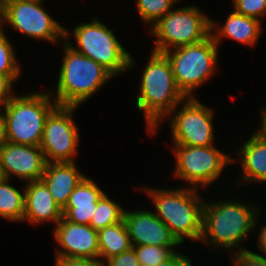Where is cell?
<instances>
[{
  "label": "cell",
  "instance_id": "6da1fadb",
  "mask_svg": "<svg viewBox=\"0 0 266 266\" xmlns=\"http://www.w3.org/2000/svg\"><path fill=\"white\" fill-rule=\"evenodd\" d=\"M136 95V106L143 110L147 134H156L163 121L187 97L178 88L171 64L164 53L151 51Z\"/></svg>",
  "mask_w": 266,
  "mask_h": 266
},
{
  "label": "cell",
  "instance_id": "7a4b0ae2",
  "mask_svg": "<svg viewBox=\"0 0 266 266\" xmlns=\"http://www.w3.org/2000/svg\"><path fill=\"white\" fill-rule=\"evenodd\" d=\"M240 200H220L217 202H204L202 235L200 242L210 243L212 248L231 251L236 253L247 249L240 246L243 240L248 238L250 232L255 230L258 224L257 218L261 215L260 210L251 203ZM256 225V226H255ZM238 248V250H237Z\"/></svg>",
  "mask_w": 266,
  "mask_h": 266
},
{
  "label": "cell",
  "instance_id": "3957f363",
  "mask_svg": "<svg viewBox=\"0 0 266 266\" xmlns=\"http://www.w3.org/2000/svg\"><path fill=\"white\" fill-rule=\"evenodd\" d=\"M140 189L149 195L156 208L154 210H157L155 215L181 244L185 238L200 242L205 201L197 188L185 186L171 190L142 186Z\"/></svg>",
  "mask_w": 266,
  "mask_h": 266
},
{
  "label": "cell",
  "instance_id": "277c9868",
  "mask_svg": "<svg viewBox=\"0 0 266 266\" xmlns=\"http://www.w3.org/2000/svg\"><path fill=\"white\" fill-rule=\"evenodd\" d=\"M63 47L56 94H50L55 95L57 105L79 107L114 76L93 59L76 52L65 40Z\"/></svg>",
  "mask_w": 266,
  "mask_h": 266
},
{
  "label": "cell",
  "instance_id": "5b68a950",
  "mask_svg": "<svg viewBox=\"0 0 266 266\" xmlns=\"http://www.w3.org/2000/svg\"><path fill=\"white\" fill-rule=\"evenodd\" d=\"M50 92H34L26 95H13L0 108L4 109L7 139L9 142L40 146L44 133L45 120L57 106ZM52 99V100H51ZM53 101V103H52Z\"/></svg>",
  "mask_w": 266,
  "mask_h": 266
},
{
  "label": "cell",
  "instance_id": "8992f818",
  "mask_svg": "<svg viewBox=\"0 0 266 266\" xmlns=\"http://www.w3.org/2000/svg\"><path fill=\"white\" fill-rule=\"evenodd\" d=\"M72 35L74 36L77 45L69 42L70 30L65 28V41L76 52L93 59L113 76H119L132 66H135V60L119 40L116 38L113 30L108 28L107 25L100 22L97 18H93L92 22L80 23L73 29Z\"/></svg>",
  "mask_w": 266,
  "mask_h": 266
},
{
  "label": "cell",
  "instance_id": "52a82bcc",
  "mask_svg": "<svg viewBox=\"0 0 266 266\" xmlns=\"http://www.w3.org/2000/svg\"><path fill=\"white\" fill-rule=\"evenodd\" d=\"M219 46L210 35L196 44L181 46L164 52L169 60L176 84L187 97L217 72ZM216 69V70H215Z\"/></svg>",
  "mask_w": 266,
  "mask_h": 266
},
{
  "label": "cell",
  "instance_id": "ba28073f",
  "mask_svg": "<svg viewBox=\"0 0 266 266\" xmlns=\"http://www.w3.org/2000/svg\"><path fill=\"white\" fill-rule=\"evenodd\" d=\"M211 19L197 6H183L169 11L150 28L156 37L152 51L164 53L204 41L211 35Z\"/></svg>",
  "mask_w": 266,
  "mask_h": 266
},
{
  "label": "cell",
  "instance_id": "9c48e42d",
  "mask_svg": "<svg viewBox=\"0 0 266 266\" xmlns=\"http://www.w3.org/2000/svg\"><path fill=\"white\" fill-rule=\"evenodd\" d=\"M216 145L195 147L174 145V176L188 182L194 188H206L220 178L225 166L233 160ZM200 186V187H199Z\"/></svg>",
  "mask_w": 266,
  "mask_h": 266
},
{
  "label": "cell",
  "instance_id": "30bf717a",
  "mask_svg": "<svg viewBox=\"0 0 266 266\" xmlns=\"http://www.w3.org/2000/svg\"><path fill=\"white\" fill-rule=\"evenodd\" d=\"M181 104L180 110L176 108L166 117L170 121L173 144L212 146L215 137L212 108L204 105L197 97L186 98Z\"/></svg>",
  "mask_w": 266,
  "mask_h": 266
},
{
  "label": "cell",
  "instance_id": "8fae6325",
  "mask_svg": "<svg viewBox=\"0 0 266 266\" xmlns=\"http://www.w3.org/2000/svg\"><path fill=\"white\" fill-rule=\"evenodd\" d=\"M44 0H5L4 23L32 39L55 43L65 39V28L45 10Z\"/></svg>",
  "mask_w": 266,
  "mask_h": 266
},
{
  "label": "cell",
  "instance_id": "7c38bea8",
  "mask_svg": "<svg viewBox=\"0 0 266 266\" xmlns=\"http://www.w3.org/2000/svg\"><path fill=\"white\" fill-rule=\"evenodd\" d=\"M77 108L57 105L47 116L40 145L47 163L75 162L80 135L72 116Z\"/></svg>",
  "mask_w": 266,
  "mask_h": 266
},
{
  "label": "cell",
  "instance_id": "4fadbf2b",
  "mask_svg": "<svg viewBox=\"0 0 266 266\" xmlns=\"http://www.w3.org/2000/svg\"><path fill=\"white\" fill-rule=\"evenodd\" d=\"M56 258H88L99 261L98 233L90 225L74 224L62 218L54 226Z\"/></svg>",
  "mask_w": 266,
  "mask_h": 266
},
{
  "label": "cell",
  "instance_id": "5bb4252c",
  "mask_svg": "<svg viewBox=\"0 0 266 266\" xmlns=\"http://www.w3.org/2000/svg\"><path fill=\"white\" fill-rule=\"evenodd\" d=\"M0 162L7 179L15 176L26 182L41 180L47 164L40 146L9 141L0 148Z\"/></svg>",
  "mask_w": 266,
  "mask_h": 266
},
{
  "label": "cell",
  "instance_id": "9a60e30c",
  "mask_svg": "<svg viewBox=\"0 0 266 266\" xmlns=\"http://www.w3.org/2000/svg\"><path fill=\"white\" fill-rule=\"evenodd\" d=\"M125 222L132 246H178L181 243L169 228L155 215V211L124 210Z\"/></svg>",
  "mask_w": 266,
  "mask_h": 266
},
{
  "label": "cell",
  "instance_id": "2e32d148",
  "mask_svg": "<svg viewBox=\"0 0 266 266\" xmlns=\"http://www.w3.org/2000/svg\"><path fill=\"white\" fill-rule=\"evenodd\" d=\"M27 183L24 187V218L22 222L27 221L34 225L51 222L56 226L63 218V210L53 199L46 184L42 180Z\"/></svg>",
  "mask_w": 266,
  "mask_h": 266
},
{
  "label": "cell",
  "instance_id": "e0dca14e",
  "mask_svg": "<svg viewBox=\"0 0 266 266\" xmlns=\"http://www.w3.org/2000/svg\"><path fill=\"white\" fill-rule=\"evenodd\" d=\"M105 192L90 177H85L73 190L63 210V218L74 224L90 225L98 201Z\"/></svg>",
  "mask_w": 266,
  "mask_h": 266
},
{
  "label": "cell",
  "instance_id": "ac0fdd59",
  "mask_svg": "<svg viewBox=\"0 0 266 266\" xmlns=\"http://www.w3.org/2000/svg\"><path fill=\"white\" fill-rule=\"evenodd\" d=\"M220 22L211 19V36L218 46L222 42V38H229L237 41L240 44L254 46L260 38L262 27L261 21L237 13L232 9V12L227 16L225 23L220 25ZM214 32V33H213ZM216 32V33H215Z\"/></svg>",
  "mask_w": 266,
  "mask_h": 266
},
{
  "label": "cell",
  "instance_id": "d6986e66",
  "mask_svg": "<svg viewBox=\"0 0 266 266\" xmlns=\"http://www.w3.org/2000/svg\"><path fill=\"white\" fill-rule=\"evenodd\" d=\"M75 164L76 162L47 163L41 178L61 209L66 206L75 187L87 176Z\"/></svg>",
  "mask_w": 266,
  "mask_h": 266
},
{
  "label": "cell",
  "instance_id": "ffe728a7",
  "mask_svg": "<svg viewBox=\"0 0 266 266\" xmlns=\"http://www.w3.org/2000/svg\"><path fill=\"white\" fill-rule=\"evenodd\" d=\"M237 153L242 168L240 183H266V140L254 132Z\"/></svg>",
  "mask_w": 266,
  "mask_h": 266
},
{
  "label": "cell",
  "instance_id": "44dd1931",
  "mask_svg": "<svg viewBox=\"0 0 266 266\" xmlns=\"http://www.w3.org/2000/svg\"><path fill=\"white\" fill-rule=\"evenodd\" d=\"M99 244V261L103 264L107 259L129 250L132 245L124 220L97 231Z\"/></svg>",
  "mask_w": 266,
  "mask_h": 266
},
{
  "label": "cell",
  "instance_id": "7402d4cb",
  "mask_svg": "<svg viewBox=\"0 0 266 266\" xmlns=\"http://www.w3.org/2000/svg\"><path fill=\"white\" fill-rule=\"evenodd\" d=\"M9 179L0 183V217L7 221L22 222L24 218L25 192L9 184Z\"/></svg>",
  "mask_w": 266,
  "mask_h": 266
},
{
  "label": "cell",
  "instance_id": "603a6c76",
  "mask_svg": "<svg viewBox=\"0 0 266 266\" xmlns=\"http://www.w3.org/2000/svg\"><path fill=\"white\" fill-rule=\"evenodd\" d=\"M124 208L105 193L97 203L96 211L92 216L90 226L99 231L107 226L123 220Z\"/></svg>",
  "mask_w": 266,
  "mask_h": 266
},
{
  "label": "cell",
  "instance_id": "cb8c5ba5",
  "mask_svg": "<svg viewBox=\"0 0 266 266\" xmlns=\"http://www.w3.org/2000/svg\"><path fill=\"white\" fill-rule=\"evenodd\" d=\"M179 0H137V11L141 20L151 28L164 17Z\"/></svg>",
  "mask_w": 266,
  "mask_h": 266
},
{
  "label": "cell",
  "instance_id": "d4e9b609",
  "mask_svg": "<svg viewBox=\"0 0 266 266\" xmlns=\"http://www.w3.org/2000/svg\"><path fill=\"white\" fill-rule=\"evenodd\" d=\"M14 53L16 52L12 43L8 40L3 27H0V74L7 75L13 82L22 75L21 65Z\"/></svg>",
  "mask_w": 266,
  "mask_h": 266
},
{
  "label": "cell",
  "instance_id": "484cf974",
  "mask_svg": "<svg viewBox=\"0 0 266 266\" xmlns=\"http://www.w3.org/2000/svg\"><path fill=\"white\" fill-rule=\"evenodd\" d=\"M140 266H155L169 259L177 246H132Z\"/></svg>",
  "mask_w": 266,
  "mask_h": 266
},
{
  "label": "cell",
  "instance_id": "4316f807",
  "mask_svg": "<svg viewBox=\"0 0 266 266\" xmlns=\"http://www.w3.org/2000/svg\"><path fill=\"white\" fill-rule=\"evenodd\" d=\"M233 6L237 13L259 21L266 16V0H233Z\"/></svg>",
  "mask_w": 266,
  "mask_h": 266
},
{
  "label": "cell",
  "instance_id": "83f0119b",
  "mask_svg": "<svg viewBox=\"0 0 266 266\" xmlns=\"http://www.w3.org/2000/svg\"><path fill=\"white\" fill-rule=\"evenodd\" d=\"M230 255L232 266H266V256L248 249Z\"/></svg>",
  "mask_w": 266,
  "mask_h": 266
},
{
  "label": "cell",
  "instance_id": "f1b7e54d",
  "mask_svg": "<svg viewBox=\"0 0 266 266\" xmlns=\"http://www.w3.org/2000/svg\"><path fill=\"white\" fill-rule=\"evenodd\" d=\"M103 266H140V265L136 258L134 248L131 247L129 250L107 259L103 263Z\"/></svg>",
  "mask_w": 266,
  "mask_h": 266
},
{
  "label": "cell",
  "instance_id": "f546056e",
  "mask_svg": "<svg viewBox=\"0 0 266 266\" xmlns=\"http://www.w3.org/2000/svg\"><path fill=\"white\" fill-rule=\"evenodd\" d=\"M55 266H103V264L88 258H55Z\"/></svg>",
  "mask_w": 266,
  "mask_h": 266
},
{
  "label": "cell",
  "instance_id": "4dcf8cb0",
  "mask_svg": "<svg viewBox=\"0 0 266 266\" xmlns=\"http://www.w3.org/2000/svg\"><path fill=\"white\" fill-rule=\"evenodd\" d=\"M13 83L7 75L0 74V107L14 95Z\"/></svg>",
  "mask_w": 266,
  "mask_h": 266
},
{
  "label": "cell",
  "instance_id": "1f68e13d",
  "mask_svg": "<svg viewBox=\"0 0 266 266\" xmlns=\"http://www.w3.org/2000/svg\"><path fill=\"white\" fill-rule=\"evenodd\" d=\"M192 259L179 252H175L169 259L155 266H193Z\"/></svg>",
  "mask_w": 266,
  "mask_h": 266
},
{
  "label": "cell",
  "instance_id": "d6a6232c",
  "mask_svg": "<svg viewBox=\"0 0 266 266\" xmlns=\"http://www.w3.org/2000/svg\"><path fill=\"white\" fill-rule=\"evenodd\" d=\"M0 108V148L8 142L5 116Z\"/></svg>",
  "mask_w": 266,
  "mask_h": 266
},
{
  "label": "cell",
  "instance_id": "836d02e7",
  "mask_svg": "<svg viewBox=\"0 0 266 266\" xmlns=\"http://www.w3.org/2000/svg\"><path fill=\"white\" fill-rule=\"evenodd\" d=\"M260 229L257 247L264 255H266V225L263 224Z\"/></svg>",
  "mask_w": 266,
  "mask_h": 266
},
{
  "label": "cell",
  "instance_id": "e575fe53",
  "mask_svg": "<svg viewBox=\"0 0 266 266\" xmlns=\"http://www.w3.org/2000/svg\"><path fill=\"white\" fill-rule=\"evenodd\" d=\"M262 115H261V125L260 126V130L258 129V131H256L260 136H262L265 140H266V106L265 108L261 111Z\"/></svg>",
  "mask_w": 266,
  "mask_h": 266
},
{
  "label": "cell",
  "instance_id": "d590c367",
  "mask_svg": "<svg viewBox=\"0 0 266 266\" xmlns=\"http://www.w3.org/2000/svg\"><path fill=\"white\" fill-rule=\"evenodd\" d=\"M4 11H5V0H0V27H2V22L4 19Z\"/></svg>",
  "mask_w": 266,
  "mask_h": 266
},
{
  "label": "cell",
  "instance_id": "8d00e7d4",
  "mask_svg": "<svg viewBox=\"0 0 266 266\" xmlns=\"http://www.w3.org/2000/svg\"><path fill=\"white\" fill-rule=\"evenodd\" d=\"M6 179H7V177L5 176L4 170H3L1 162H0V183L5 181Z\"/></svg>",
  "mask_w": 266,
  "mask_h": 266
}]
</instances>
